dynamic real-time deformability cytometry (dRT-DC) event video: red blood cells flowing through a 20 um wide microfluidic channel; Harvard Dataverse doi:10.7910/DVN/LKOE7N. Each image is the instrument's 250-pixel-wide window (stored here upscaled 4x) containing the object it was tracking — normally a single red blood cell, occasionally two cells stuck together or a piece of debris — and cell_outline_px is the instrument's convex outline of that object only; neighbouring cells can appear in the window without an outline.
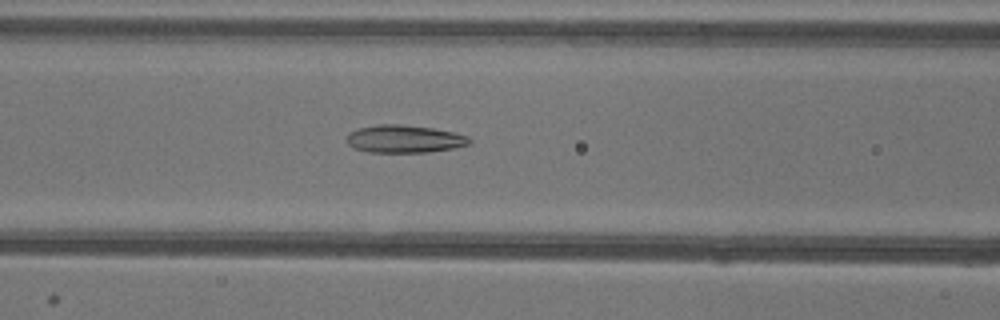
{"species": "common noctule bat (a hibernating species)", "species_latin": "Nyctalus noctula", "temperature_condition": "warm", "stored_images_in_passage": 47, "camera_frame_rate_fps": 3000, "um_per_image_px": 0.085, "animal": {"sex": "female"}, "frame": {"image": 1, "passage_image": 16, "time_ms": 5.0, "image_size_px": [1000, 320], "cell_outline_px": [[472, 144], [452, 148], [428, 152], [368, 152], [352, 148], [344, 140], [348, 132], [360, 128], [376, 124], [400, 124], [432, 128], [452, 132], [468, 136], [472, 140]], "centroid_in_image_um": [34.33, 11.81], "position_along_channel_um": 132.3, "area_um2": 20.0}}
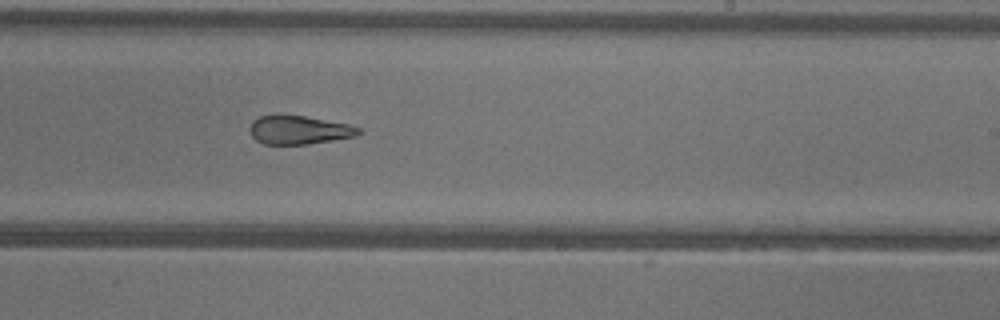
{"frame": {"image": 2, "passage_image": 26, "time_ms": 8.333, "image_size_px": [1000, 320], "cell_outline_px": [[364, 132], [356, 136], [332, 140], [304, 144], [264, 144], [256, 140], [252, 136], [248, 128], [252, 120], [260, 116], [304, 116], [348, 124], [360, 128]], "centroid_in_image_um": [25.41, 11.05], "position_along_channel_um": 263.6, "area_um2": 17.92}}
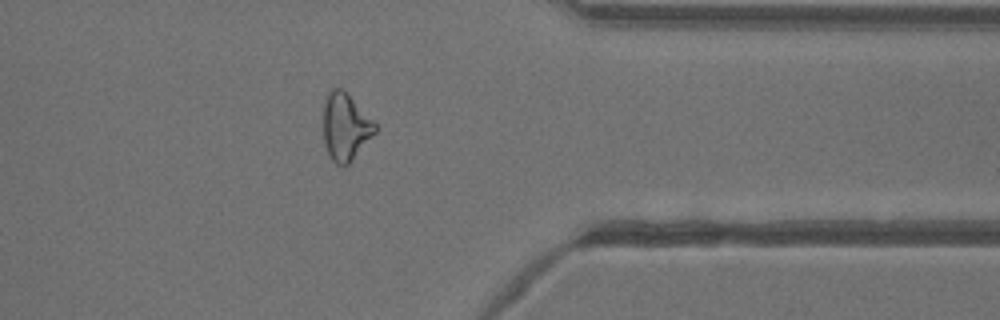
{"frame": {"image": 3, "passage_image": 36, "time_ms": 11.667, "image_size_px": [1000, 320], "cell_outline_px": [[376, 132], [352, 160], [344, 168], [340, 168], [332, 160], [324, 144], [324, 104], [328, 92], [332, 88], [340, 88], [376, 124]], "centroid_in_image_um": [29.34, 10.85], "position_along_channel_um": 382.1, "area_um2": 19.83}, "authors_computed_cell_mechanics": {"area_um2": 20.808, "velocity_mm_per_s": 3.9525, "shape_relaxation_time_tau1_ms": null, "shape_relaxation_time_tau2_ms": 2.8624, "deformation_change_tau1": null, "deformation_change_tau2": 0.1247}}